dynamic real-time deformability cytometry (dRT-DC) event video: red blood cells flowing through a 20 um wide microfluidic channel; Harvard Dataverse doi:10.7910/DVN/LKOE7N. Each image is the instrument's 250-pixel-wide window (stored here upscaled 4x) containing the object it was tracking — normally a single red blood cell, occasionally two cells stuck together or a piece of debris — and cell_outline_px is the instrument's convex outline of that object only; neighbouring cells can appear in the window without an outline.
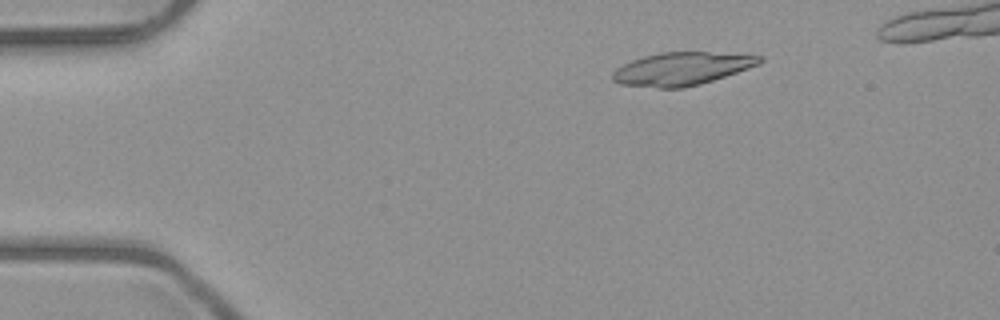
{"species": "common noctule bat (a hibernating species)", "species_latin": "Nyctalus noctula", "temperature_condition": "room temperature", "stored_images_in_passage": 5, "camera_frame_rate_fps": 3000, "um_per_image_px": 0.085, "animal": {"sex": "male", "body_mass_g": 23.1, "forearm_length_mm": 52.7}, "frame": {"image": 1, "passage_image": 2, "time_ms": 1.333, "image_size_px": [1000, 320], "cell_outline_px": [[764, 60], [760, 64], [700, 84], [684, 88], [660, 88], [620, 84], [612, 80], [612, 72], [616, 68], [632, 60], [644, 56], [660, 52], [708, 52], [764, 56]], "centroid_in_image_um": [57.93, 5.84], "position_along_channel_um": 27.1, "area_um2": 28.09}}